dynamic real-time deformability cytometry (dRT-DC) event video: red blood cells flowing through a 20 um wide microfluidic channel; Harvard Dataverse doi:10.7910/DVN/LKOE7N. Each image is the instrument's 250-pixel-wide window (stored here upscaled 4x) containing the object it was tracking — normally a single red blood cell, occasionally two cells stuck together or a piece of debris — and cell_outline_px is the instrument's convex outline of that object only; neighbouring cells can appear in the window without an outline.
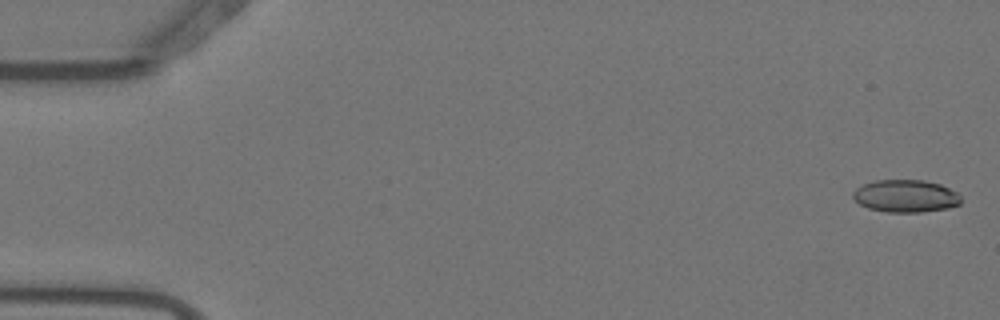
{"species": "Egyptian fruit bat (a non-hibernating species)", "species_latin": "Rousettus aegyptiacus", "temperature_condition": "warm", "stored_images_in_passage": 5, "camera_frame_rate_fps": 3000, "um_per_image_px": 0.085, "animal": {"sex": "female"}, "frame": {"image": 1, "passage_image": 1, "time_ms": 0.0, "image_size_px": [1000, 320], "cell_outline_px": [[960, 204], [948, 208], [920, 212], [888, 212], [868, 208], [860, 204], [852, 196], [852, 192], [856, 188], [864, 184], [876, 180], [924, 180], [940, 184], [956, 192], [960, 196]], "centroid_in_image_um": [76.97, 16.66], "position_along_channel_um": 8.0, "area_um2": 20.35}}